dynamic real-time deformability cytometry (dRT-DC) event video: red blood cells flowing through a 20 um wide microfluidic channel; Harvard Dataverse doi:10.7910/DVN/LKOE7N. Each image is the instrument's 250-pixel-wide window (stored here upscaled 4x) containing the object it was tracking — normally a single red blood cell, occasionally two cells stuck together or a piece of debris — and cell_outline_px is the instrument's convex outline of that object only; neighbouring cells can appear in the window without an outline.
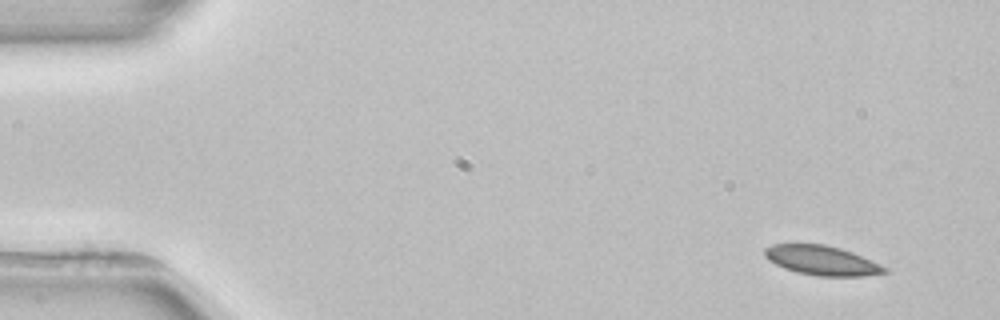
{"species": "common noctule bat (a hibernating species)", "species_latin": "Nyctalus noctula", "temperature_condition": "room temperature", "stored_images_in_passage": 4, "camera_frame_rate_fps": 3000, "um_per_image_px": 0.085, "animal": {"sex": "female", "body_mass_g": 22.7, "forearm_length_mm": 54.2}, "frame": {"image": 1, "passage_image": 1, "time_ms": 0.0, "image_size_px": [1000, 320], "cell_outline_px": [[888, 272], [864, 276], [816, 276], [796, 272], [784, 268], [768, 260], [764, 256], [764, 248], [772, 244], [824, 244], [840, 248], [852, 252], [872, 260], [888, 268]], "centroid_in_image_um": [69.85, 22.14], "position_along_channel_um": 15.1, "area_um2": 20.69}}
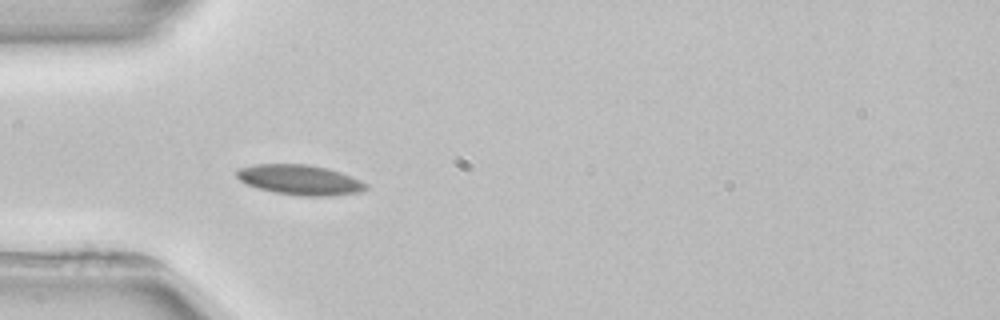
{"frame": {"image": 2, "passage_image": 4, "time_ms": 4.0, "image_size_px": [1000, 320], "cell_outline_px": [[368, 188], [360, 192], [328, 196], [300, 196], [276, 192], [260, 188], [248, 184], [240, 180], [236, 176], [236, 168], [252, 164], [308, 164], [328, 168], [352, 176], [368, 184]], "centroid_in_image_um": [25.5, 15.27], "position_along_channel_um": 59.5, "area_um2": 22.72}}